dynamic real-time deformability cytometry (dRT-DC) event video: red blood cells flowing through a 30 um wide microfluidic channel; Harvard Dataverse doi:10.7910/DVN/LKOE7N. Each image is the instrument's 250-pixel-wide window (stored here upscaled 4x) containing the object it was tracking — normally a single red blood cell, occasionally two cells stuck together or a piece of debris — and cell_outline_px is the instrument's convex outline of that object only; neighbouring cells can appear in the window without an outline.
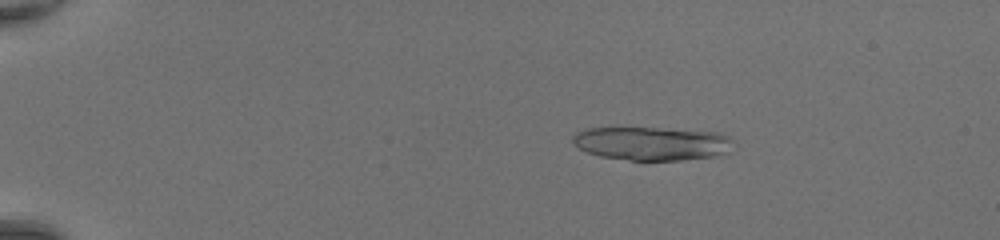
{"species": "common noctule bat (a hibernating species)", "species_latin": "Nyctalus noctula", "temperature_condition": "room temperature", "stored_images_in_passage": 49, "segment_of_instrument_passage": [1, 2], "camera_frame_rate_fps": 3000, "um_per_image_px": 0.085, "animal": {"sex": "female", "body_mass_g": 20.0, "forearm_length_mm": 54.0}, "frame": {"image": 1, "passage_image": 10, "time_ms": 3.0, "image_size_px": [1000, 240], "cell_outline_px": [[732, 140], [728, 152], [716, 156], [680, 160], [632, 160], [600, 156], [588, 152], [572, 144], [572, 136], [576, 132], [588, 128], [656, 128], [720, 132], [728, 136]], "centroid_in_image_um": [55.39, 12.19], "position_along_channel_um": 29.6, "area_um2": 31.27}}
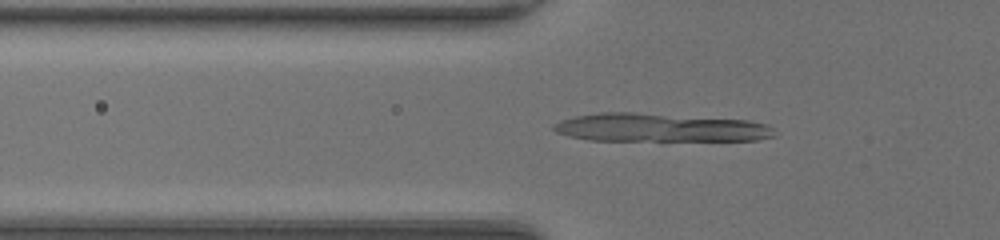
{"frame": {"image": 2, "passage_image": 19, "time_ms": 6.0, "image_size_px": [1000, 240], "cell_outline_px": [[776, 136], [756, 140], [588, 140], [568, 136], [556, 132], [552, 128], [552, 124], [560, 120], [576, 116], [600, 112], [632, 112], [748, 120], [768, 124], [772, 128]], "centroid_in_image_um": [56.07, 10.84], "position_along_channel_um": 69.7, "area_um2": 36.53}}